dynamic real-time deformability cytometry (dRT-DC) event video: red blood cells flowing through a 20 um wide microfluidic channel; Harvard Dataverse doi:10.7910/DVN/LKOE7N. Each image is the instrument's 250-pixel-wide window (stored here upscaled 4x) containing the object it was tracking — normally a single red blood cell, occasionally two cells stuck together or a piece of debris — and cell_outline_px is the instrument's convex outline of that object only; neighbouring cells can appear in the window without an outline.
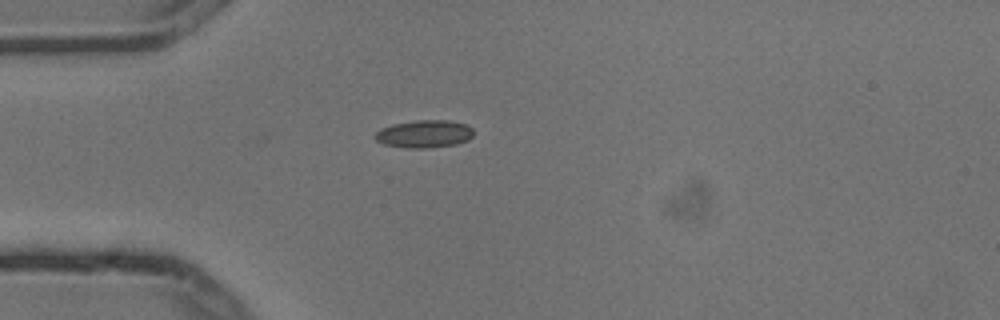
{"species": "common noctule bat (a hibernating species)", "species_latin": "Nyctalus noctula", "temperature_condition": "cold", "stored_images_in_passage": 5, "camera_frame_rate_fps": 3000, "um_per_image_px": 0.085, "animal": {"sex": "male", "body_mass_g": 13.3}, "frame": {"image": 1, "passage_image": 5, "time_ms": 1.333, "image_size_px": [1000, 320], "cell_outline_px": [[472, 136], [468, 140], [456, 144], [428, 148], [408, 148], [384, 144], [376, 140], [372, 136], [380, 128], [392, 124], [416, 120], [448, 120], [464, 124], [472, 128]], "centroid_in_image_um": [36.02, 11.38], "position_along_channel_um": 49.0, "area_um2": 15.9}}